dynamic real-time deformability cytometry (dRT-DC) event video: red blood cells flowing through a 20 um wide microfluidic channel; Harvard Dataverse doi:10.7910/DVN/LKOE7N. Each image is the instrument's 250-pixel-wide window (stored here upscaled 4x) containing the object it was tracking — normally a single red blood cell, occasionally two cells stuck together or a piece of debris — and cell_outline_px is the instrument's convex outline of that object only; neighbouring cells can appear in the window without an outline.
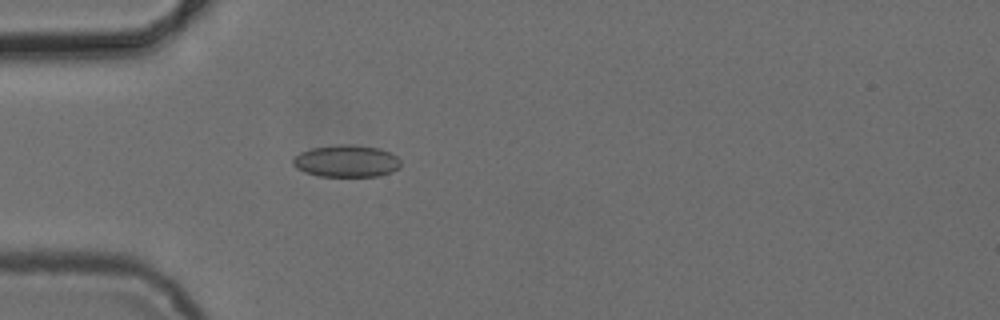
{"species": "common noctule bat (a hibernating species)", "species_latin": "Nyctalus noctula", "temperature_condition": "cold", "stored_images_in_passage": 3, "camera_frame_rate_fps": 3000, "um_per_image_px": 0.085, "animal": {"sex": "female", "body_mass_g": 24.6, "forearm_length_mm": 56.2}, "frame": {"image": 1, "passage_image": 3, "time_ms": 2.333, "image_size_px": [1000, 320], "cell_outline_px": [[400, 168], [392, 172], [380, 176], [320, 176], [304, 172], [296, 168], [292, 164], [292, 160], [300, 152], [312, 148], [340, 144], [352, 144], [380, 148], [396, 156], [400, 160]], "centroid_in_image_um": [29.45, 13.69], "position_along_channel_um": 55.5, "area_um2": 20.23}}